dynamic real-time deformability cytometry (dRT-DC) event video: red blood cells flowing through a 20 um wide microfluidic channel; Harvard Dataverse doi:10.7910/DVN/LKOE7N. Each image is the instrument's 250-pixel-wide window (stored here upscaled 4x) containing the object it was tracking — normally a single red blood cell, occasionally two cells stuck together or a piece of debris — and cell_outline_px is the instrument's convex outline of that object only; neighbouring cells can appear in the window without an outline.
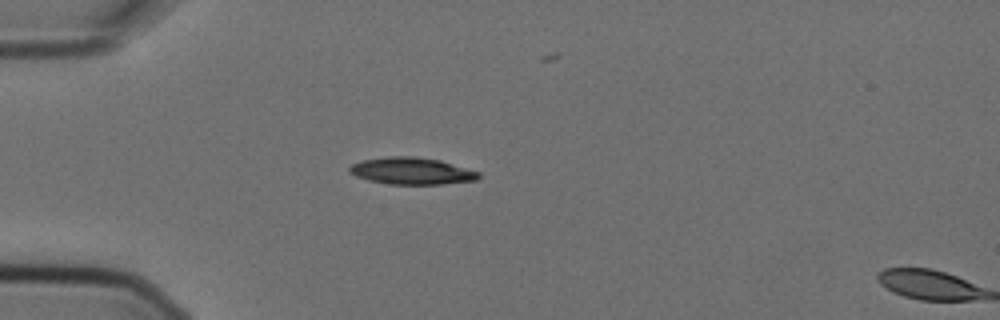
{"species": "Egyptian fruit bat (a non-hibernating species)", "species_latin": "Rousettus aegyptiacus", "temperature_condition": "cold", "stored_images_in_passage": 2, "segment_of_instrument_passage": [1, 2], "camera_frame_rate_fps": 3000, "um_per_image_px": 0.085, "animal": {"sex": "female"}, "frame": {"image": 1, "passage_image": 1, "time_ms": 0.0, "image_size_px": [1000, 320], "cell_outline_px": [[480, 176], [476, 180], [440, 184], [388, 184], [368, 180], [356, 176], [348, 172], [348, 168], [352, 164], [364, 160], [384, 156], [416, 156], [440, 160], [480, 172]], "centroid_in_image_um": [34.97, 14.52], "position_along_channel_um": 50.0, "area_um2": 20.29}}